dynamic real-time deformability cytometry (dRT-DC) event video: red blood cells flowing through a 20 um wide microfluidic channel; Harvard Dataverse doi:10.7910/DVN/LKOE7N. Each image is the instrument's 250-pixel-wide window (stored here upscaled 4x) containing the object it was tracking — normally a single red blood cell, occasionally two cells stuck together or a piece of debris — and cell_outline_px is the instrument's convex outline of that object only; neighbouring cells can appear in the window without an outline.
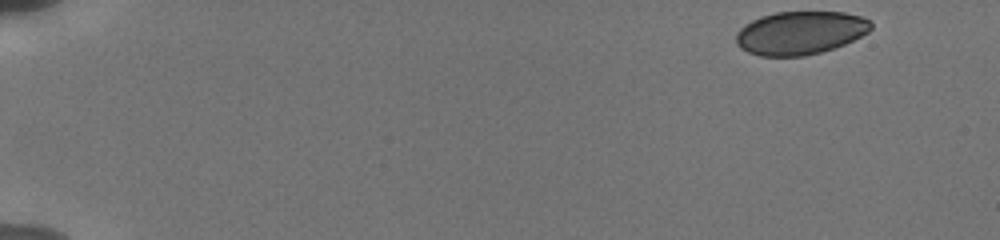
{"species": "human", "species_latin": "Homo sapiens", "temperature_condition": "cold", "stored_images_in_passage": 51, "camera_frame_rate_fps": 3000, "um_per_image_px": 0.085, "donor": {"sex": "male"}, "frame": {"image": 1, "passage_image": 1, "time_ms": 0.0, "image_size_px": [1000, 240], "cell_outline_px": [[872, 28], [868, 32], [844, 44], [820, 52], [804, 56], [760, 56], [748, 52], [740, 48], [736, 44], [736, 32], [744, 24], [760, 16], [776, 12], [844, 12], [860, 16], [872, 20]], "centroid_in_image_um": [68.0, 2.79], "position_along_channel_um": 17.0, "area_um2": 34.1}}
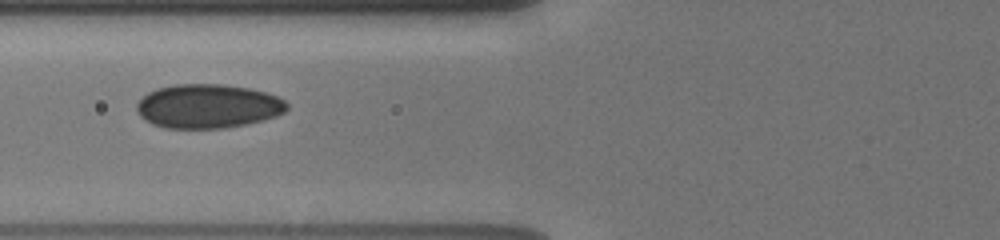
{"frame": {"image": 2, "passage_image": 20, "time_ms": 6.333, "image_size_px": [1000, 240], "cell_outline_px": [[288, 108], [284, 112], [276, 116], [264, 120], [248, 124], [224, 128], [164, 128], [152, 124], [144, 120], [136, 112], [136, 104], [148, 92], [156, 88], [176, 84], [224, 84], [248, 88], [264, 92], [276, 96], [284, 100], [288, 104]], "centroid_in_image_um": [17.65, 9.03], "position_along_channel_um": 108.1, "area_um2": 38.78}}
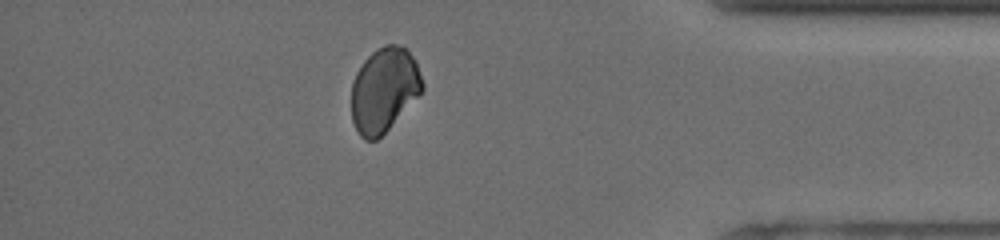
{"frame": {"image": 3, "passage_image": 45, "time_ms": 14.667, "image_size_px": [1000, 240], "cell_outline_px": [[424, 88], [388, 128], [376, 140], [364, 140], [360, 136], [352, 120], [352, 80], [356, 72], [364, 60], [372, 52], [384, 44], [396, 44], [408, 48], [416, 60], [424, 84]], "centroid_in_image_um": [32.64, 7.59], "position_along_channel_um": 402.6, "area_um2": 34.74}, "authors_computed_cell_mechanics": {"area_um2": 36.2984, "velocity_mm_per_s": 3.8321, "shape_relaxation_time_tau1_ms": 5.8738, "shape_relaxation_time_tau2_ms": 2.9511, "deformation_change_tau1": 0.0605, "deformation_change_tau2": 0.0567}}